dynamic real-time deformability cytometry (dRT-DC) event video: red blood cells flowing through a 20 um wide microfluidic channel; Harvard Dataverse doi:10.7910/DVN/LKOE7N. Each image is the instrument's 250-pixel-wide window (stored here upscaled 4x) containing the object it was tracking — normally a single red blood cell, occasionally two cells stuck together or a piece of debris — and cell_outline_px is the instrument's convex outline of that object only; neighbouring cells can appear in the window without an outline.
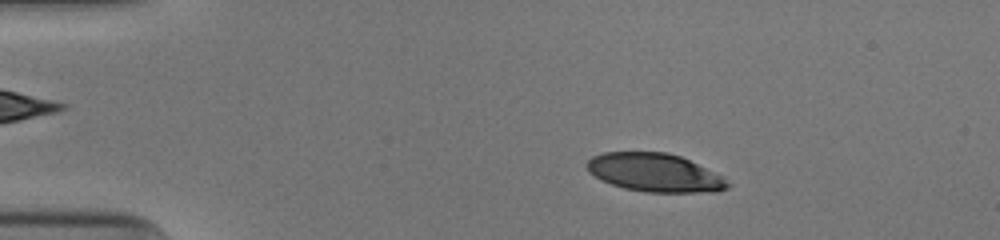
{"species": "human", "species_latin": "Homo sapiens", "temperature_condition": "cold", "stored_images_in_passage": 52, "camera_frame_rate_fps": 3000, "um_per_image_px": 0.085, "donor": {"sex": "male"}, "frame": {"image": 1, "passage_image": 9, "time_ms": 2.667, "image_size_px": [1000, 240], "cell_outline_px": [[732, 184], [728, 188], [716, 192], [648, 192], [624, 188], [600, 180], [588, 172], [584, 164], [592, 156], [604, 152], [668, 152], [680, 156], [724, 176]], "centroid_in_image_um": [55.66, 14.67], "position_along_channel_um": 29.3, "area_um2": 31.73}}
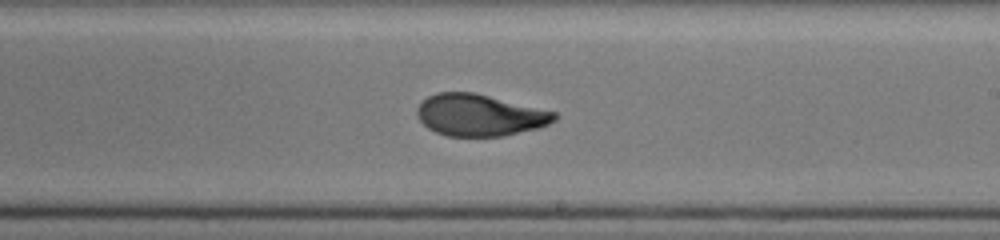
{"frame": {"image": 2, "passage_image": 31, "time_ms": 10.0, "image_size_px": [1000, 240], "cell_outline_px": [[560, 116], [556, 120], [540, 128], [504, 136], [448, 136], [436, 132], [428, 128], [416, 116], [416, 108], [428, 96], [436, 92], [472, 92], [556, 112]], "centroid_in_image_um": [40.78, 9.79], "position_along_channel_um": 248.2, "area_um2": 33.41}}
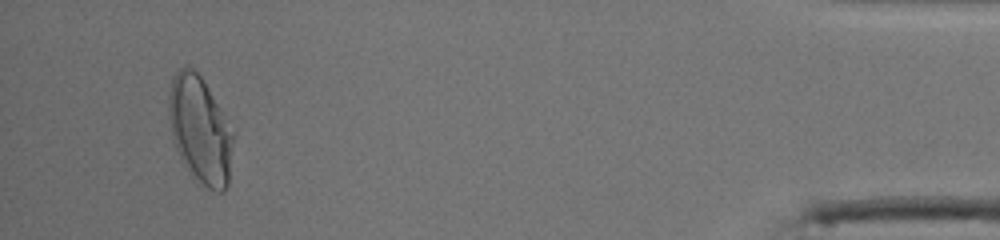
{"frame": {"image": 3, "passage_image": 49, "time_ms": 16.0, "image_size_px": [1000, 240], "cell_outline_px": [[236, 132], [228, 184], [224, 192], [216, 192], [208, 188], [192, 176], [184, 164], [172, 140], [168, 112], [168, 96], [172, 80], [176, 72], [180, 68], [192, 68], [200, 76]], "centroid_in_image_um": [17.04, 11.08], "position_along_channel_um": 418.2, "area_um2": 40.46}, "authors_computed_cell_mechanics": {"area_um2": 33.7841, "velocity_mm_per_s": 3.9375, "shape_relaxation_time_tau1_ms": 5.2013, "shape_relaxation_time_tau2_ms": 1.3303, "deformation_change_tau1": 0.2299, "deformation_change_tau2": 0.0554}}